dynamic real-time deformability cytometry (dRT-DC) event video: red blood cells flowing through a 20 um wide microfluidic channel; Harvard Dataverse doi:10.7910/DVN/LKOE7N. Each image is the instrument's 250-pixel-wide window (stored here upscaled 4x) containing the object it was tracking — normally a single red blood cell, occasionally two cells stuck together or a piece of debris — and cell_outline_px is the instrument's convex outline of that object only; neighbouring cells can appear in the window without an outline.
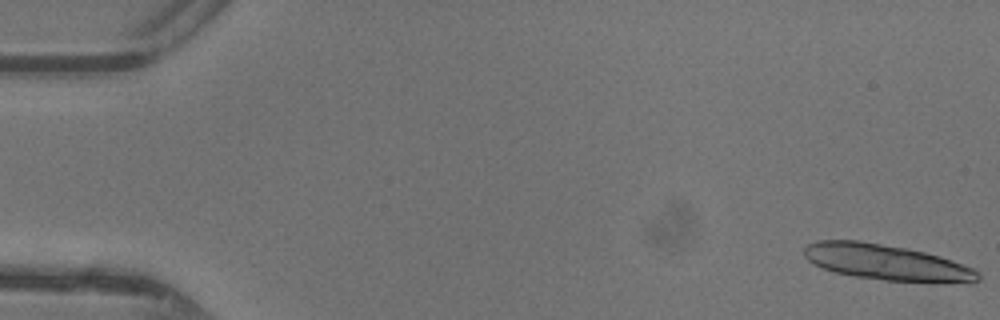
{"species": "common noctule bat (a hibernating species)", "species_latin": "Nyctalus noctula", "temperature_condition": "warm", "stored_images_in_passage": 14, "camera_frame_rate_fps": 3000, "um_per_image_px": 0.085, "animal": {"sex": "female"}, "frame": {"image": 1, "passage_image": 1, "time_ms": 0.0, "image_size_px": [1000, 320], "cell_outline_px": [[980, 280], [972, 284], [936, 284], [884, 280], [856, 276], [836, 272], [824, 268], [808, 260], [804, 256], [804, 248], [808, 244], [820, 240], [856, 240], [904, 248], [924, 252], [972, 268], [980, 272]], "centroid_in_image_um": [75.45, 22.35], "position_along_channel_um": 9.6, "area_um2": 36.3}}